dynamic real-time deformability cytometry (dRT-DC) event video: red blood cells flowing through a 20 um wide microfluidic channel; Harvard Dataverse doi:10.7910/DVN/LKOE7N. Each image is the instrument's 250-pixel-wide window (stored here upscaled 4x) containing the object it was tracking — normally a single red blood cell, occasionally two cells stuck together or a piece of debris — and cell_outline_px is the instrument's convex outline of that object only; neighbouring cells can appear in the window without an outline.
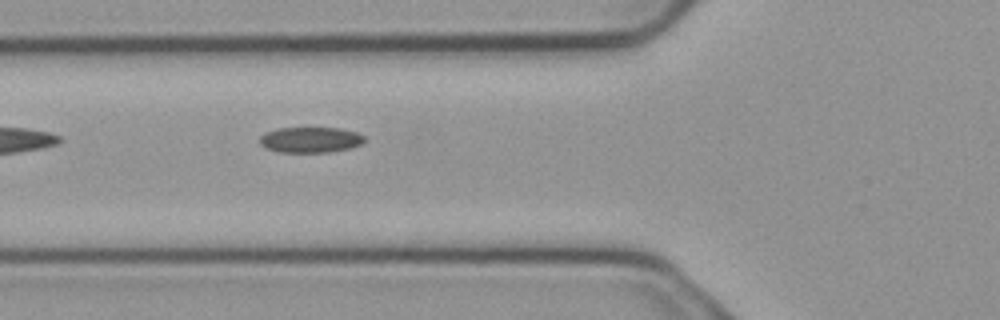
{"species": "common noctule bat (a hibernating species)", "species_latin": "Nyctalus noctula", "temperature_condition": "cold", "stored_images_in_passage": 6, "camera_frame_rate_fps": 3000, "um_per_image_px": 0.085, "animal": {"sex": "male", "body_mass_g": 23.1, "forearm_length_mm": 52.7}, "frame": {"image": 1, "passage_image": 6, "time_ms": 1.667, "image_size_px": [1000, 320], "cell_outline_px": [[364, 140], [360, 144], [352, 148], [328, 152], [276, 152], [264, 148], [260, 144], [260, 136], [264, 132], [276, 128], [340, 128], [356, 132], [364, 136]], "centroid_in_image_um": [26.34, 11.88], "position_along_channel_um": 99.5, "area_um2": 15.78}}